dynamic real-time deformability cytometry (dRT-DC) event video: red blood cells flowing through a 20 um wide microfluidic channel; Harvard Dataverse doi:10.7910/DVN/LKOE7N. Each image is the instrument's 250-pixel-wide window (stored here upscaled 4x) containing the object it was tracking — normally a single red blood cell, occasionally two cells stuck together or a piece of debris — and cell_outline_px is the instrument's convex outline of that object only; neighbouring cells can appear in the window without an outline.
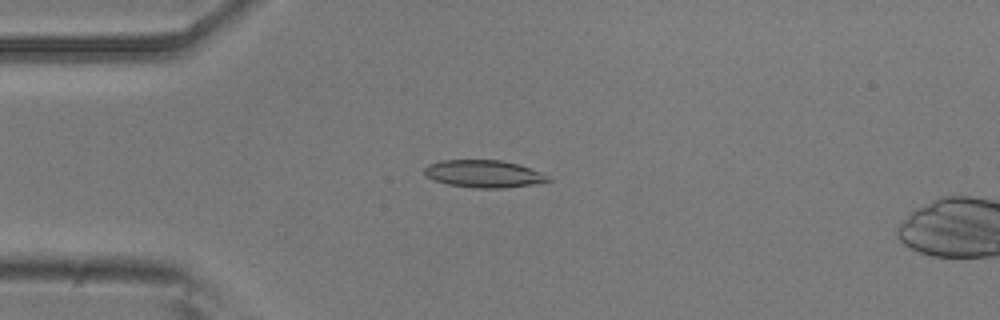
{"species": "common noctule bat (a hibernating species)", "species_latin": "Nyctalus noctula", "temperature_condition": "room temperature", "stored_images_in_passage": 5, "camera_frame_rate_fps": 3000, "um_per_image_px": 0.085, "animal": {"sex": "male", "body_mass_g": 20.5, "forearm_length_mm": 52.5}, "frame": {"image": 1, "passage_image": 2, "time_ms": 0.333, "image_size_px": [1000, 320], "cell_outline_px": [[552, 180], [540, 184], [504, 188], [476, 188], [448, 184], [424, 176], [424, 168], [428, 164], [440, 160], [500, 160], [516, 164], [528, 168]], "centroid_in_image_um": [41.06, 14.78], "position_along_channel_um": 43.9, "area_um2": 19.54}}
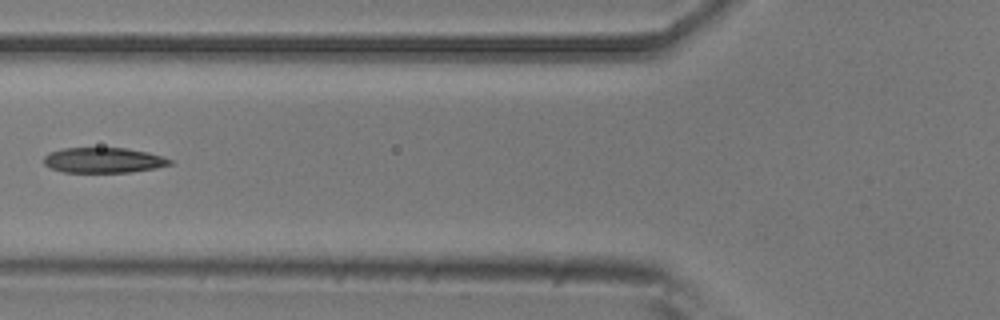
{"frame": {"image": 2, "passage_image": 4, "time_ms": 1.0, "image_size_px": [1000, 320], "cell_outline_px": [[172, 164], [156, 168], [132, 172], [64, 172], [52, 168], [44, 164], [44, 156], [48, 152], [64, 148], [124, 148], [148, 152], [172, 160]], "centroid_in_image_um": [8.79, 13.62], "position_along_channel_um": 117.0, "area_um2": 18.5}}
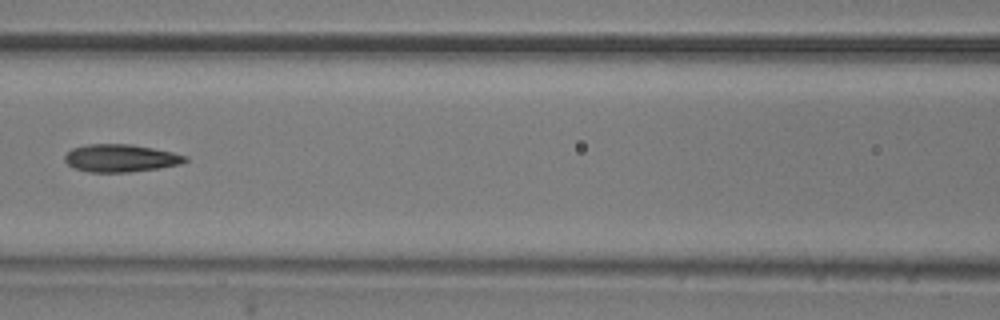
{"frame": {"image": 3, "passage_image": 5, "time_ms": 1.333, "image_size_px": [1000, 320], "cell_outline_px": [[188, 160], [180, 164], [160, 168], [128, 172], [88, 172], [76, 168], [68, 164], [64, 160], [64, 156], [72, 148], [88, 144], [132, 144], [172, 152], [188, 156]], "centroid_in_image_um": [10.26, 13.44], "position_along_channel_um": 156.3, "area_um2": 19.36}}